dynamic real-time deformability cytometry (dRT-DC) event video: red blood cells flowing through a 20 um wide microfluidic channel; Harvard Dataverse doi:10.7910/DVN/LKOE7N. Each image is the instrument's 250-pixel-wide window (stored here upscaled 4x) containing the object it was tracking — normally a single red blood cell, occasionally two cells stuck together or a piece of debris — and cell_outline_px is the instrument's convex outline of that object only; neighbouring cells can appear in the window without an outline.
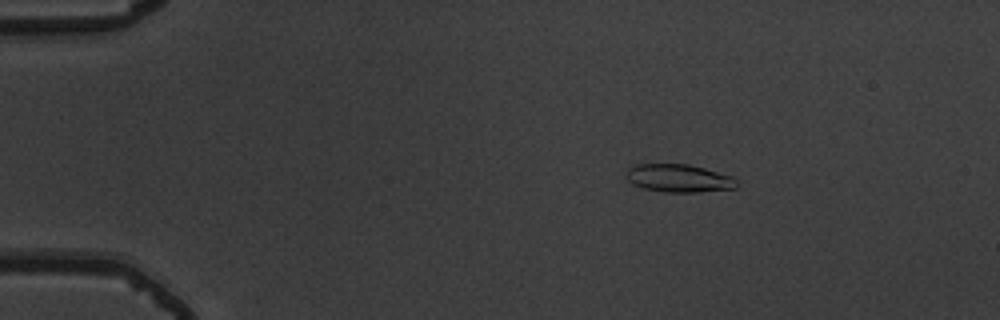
{"species": "common noctule bat (a hibernating species)", "species_latin": "Nyctalus noctula", "temperature_condition": "warm", "stored_images_in_passage": 47, "camera_frame_rate_fps": 3000, "um_per_image_px": 0.085, "animal": {"sex": "male", "body_mass_g": 19.5, "forearm_length_mm": 54.6}, "frame": {"image": 1, "passage_image": 2, "time_ms": 0.333, "image_size_px": [1000, 320], "cell_outline_px": [[736, 188], [700, 192], [664, 192], [644, 188], [632, 184], [624, 176], [628, 168], [636, 164], [688, 164], [736, 176]], "centroid_in_image_um": [57.7, 15.14], "position_along_channel_um": 27.3, "area_um2": 18.21}}
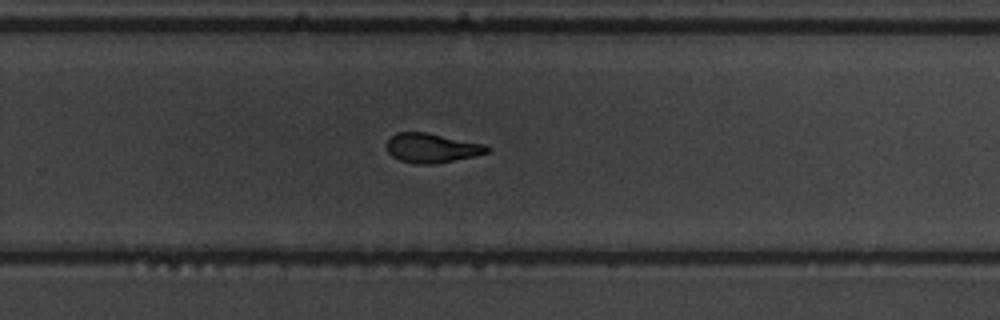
{"frame": {"image": 2, "passage_image": 29, "time_ms": 9.333, "image_size_px": [1000, 320], "cell_outline_px": [[492, 148], [488, 152], [476, 156], [432, 164], [416, 164], [400, 160], [392, 156], [388, 152], [388, 140], [396, 132], [428, 132], [484, 144]], "centroid_in_image_um": [36.73, 12.57], "position_along_channel_um": 293.1, "area_um2": 17.17}}
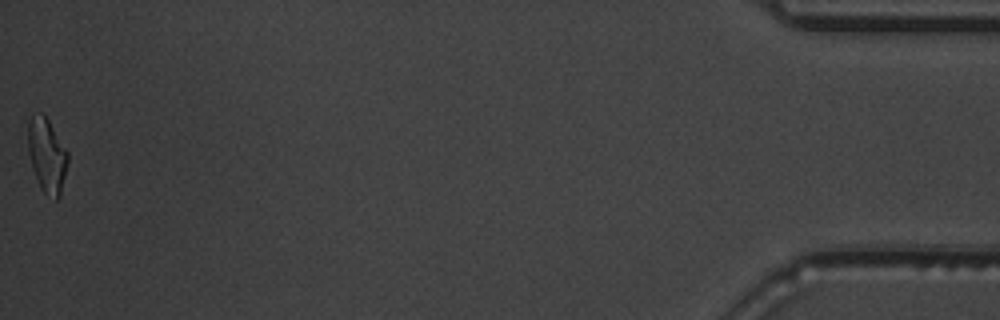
{"frame": {"image": 3, "passage_image": 47, "time_ms": 15.333, "image_size_px": [1000, 320], "cell_outline_px": [[68, 160], [60, 196], [56, 200], [44, 192], [40, 188], [32, 168], [28, 152], [28, 120], [32, 112], [40, 112], [48, 120], [68, 152]], "centroid_in_image_um": [3.97, 13.18], "position_along_channel_um": 431.2, "area_um2": 17.22}, "authors_computed_cell_mechanics": {"area_um2": 17.8602, "velocity_mm_per_s": 3.801, "shape_relaxation_time_tau1_ms": 4.6779, "shape_relaxation_time_tau2_ms": 2.6892, "deformation_change_tau1": 0.1702, "deformation_change_tau2": 0.1115}}